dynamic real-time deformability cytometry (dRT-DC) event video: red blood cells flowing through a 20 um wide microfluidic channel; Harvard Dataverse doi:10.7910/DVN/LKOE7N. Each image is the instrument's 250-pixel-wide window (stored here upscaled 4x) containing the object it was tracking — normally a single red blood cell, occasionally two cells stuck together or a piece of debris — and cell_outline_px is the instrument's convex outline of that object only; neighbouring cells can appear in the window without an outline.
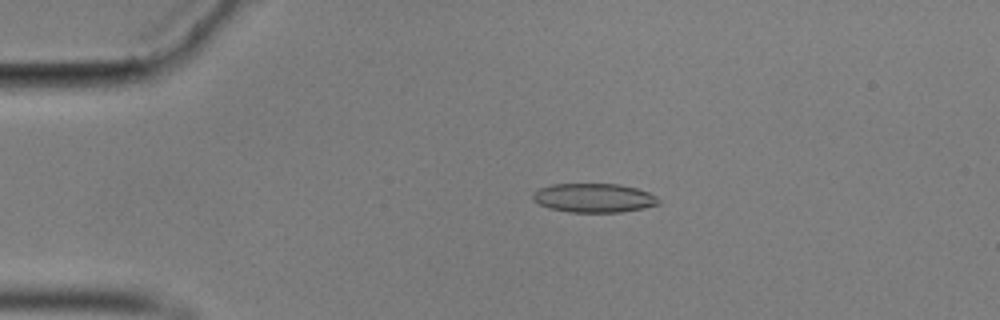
{"species": "common noctule bat (a hibernating species)", "species_latin": "Nyctalus noctula", "temperature_condition": "cold", "stored_images_in_passage": 56, "camera_frame_rate_fps": 3000, "um_per_image_px": 0.085, "animal": {"sex": "male", "body_mass_g": 17.9}, "frame": {"image": 1, "passage_image": 11, "time_ms": 3.333, "image_size_px": [1000, 320], "cell_outline_px": [[660, 204], [644, 208], [620, 212], [568, 212], [548, 208], [532, 200], [532, 192], [540, 188], [552, 184], [620, 184], [636, 188], [648, 192], [656, 196], [660, 200]], "centroid_in_image_um": [50.47, 16.82], "position_along_channel_um": 34.5, "area_um2": 21.39}}
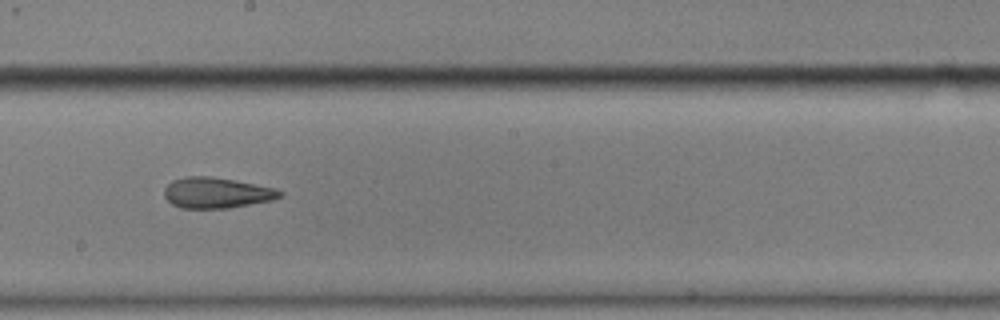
{"frame": {"image": 2, "passage_image": 31, "time_ms": 10.0, "image_size_px": [1000, 320], "cell_outline_px": [[284, 196], [272, 200], [228, 208], [180, 208], [172, 204], [164, 196], [164, 188], [172, 180], [184, 176], [208, 176], [232, 180], [276, 188], [284, 192]], "centroid_in_image_um": [18.41, 16.39], "position_along_channel_um": 229.8, "area_um2": 20.69}}
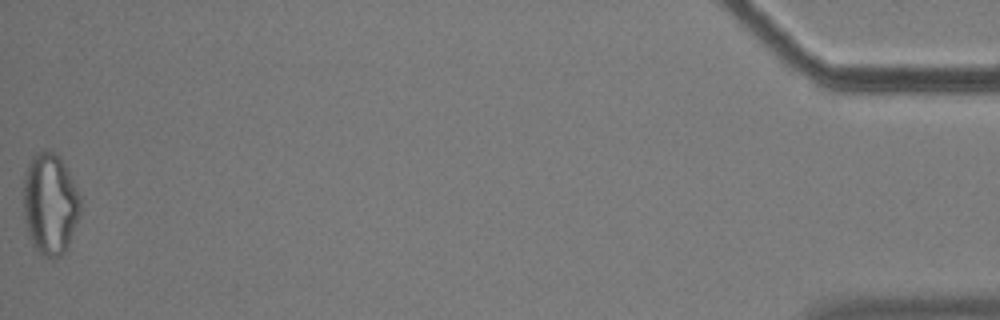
{"frame": {"image": 3, "passage_image": 56, "time_ms": 18.333, "image_size_px": [1000, 320], "cell_outline_px": [[80, 216], [68, 244], [64, 252], [60, 256], [52, 260], [44, 256], [32, 244], [24, 220], [24, 172], [32, 156], [36, 152], [44, 148], [56, 152], [60, 156], [80, 196]], "centroid_in_image_um": [4.25, 17.3], "position_along_channel_um": 431.0, "area_um2": 33.87}, "authors_computed_cell_mechanics": {"area_um2": 21.5016, "velocity_mm_per_s": 3.5413, "shape_relaxation_time_tau1_ms": null, "shape_relaxation_time_tau2_ms": 3.8157, "deformation_change_tau1": null, "deformation_change_tau2": 0.135}}